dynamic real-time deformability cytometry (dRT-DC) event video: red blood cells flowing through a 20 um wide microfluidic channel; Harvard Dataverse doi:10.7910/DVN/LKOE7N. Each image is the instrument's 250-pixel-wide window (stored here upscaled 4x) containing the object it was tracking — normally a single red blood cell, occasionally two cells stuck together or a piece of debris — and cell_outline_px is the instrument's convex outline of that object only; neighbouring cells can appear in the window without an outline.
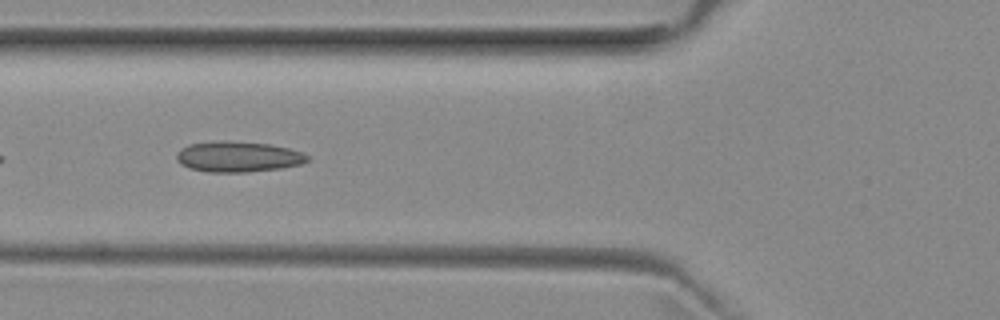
{"species": "common noctule bat (a hibernating species)", "species_latin": "Nyctalus noctula", "temperature_condition": "room temperature", "stored_images_in_passage": 8, "camera_frame_rate_fps": 3000, "um_per_image_px": 0.085, "animal": {"sex": "female", "body_mass_g": 29.2, "forearm_length_mm": 56.3}, "frame": {"image": 1, "passage_image": 5, "time_ms": 1.333, "image_size_px": [1000, 320], "cell_outline_px": [[308, 160], [300, 164], [280, 168], [248, 172], [204, 172], [188, 168], [180, 164], [176, 160], [176, 152], [180, 148], [188, 144], [224, 140], [268, 144], [288, 148], [304, 152], [308, 156]], "centroid_in_image_um": [20.18, 13.32], "position_along_channel_um": 105.6, "area_um2": 23.52}}